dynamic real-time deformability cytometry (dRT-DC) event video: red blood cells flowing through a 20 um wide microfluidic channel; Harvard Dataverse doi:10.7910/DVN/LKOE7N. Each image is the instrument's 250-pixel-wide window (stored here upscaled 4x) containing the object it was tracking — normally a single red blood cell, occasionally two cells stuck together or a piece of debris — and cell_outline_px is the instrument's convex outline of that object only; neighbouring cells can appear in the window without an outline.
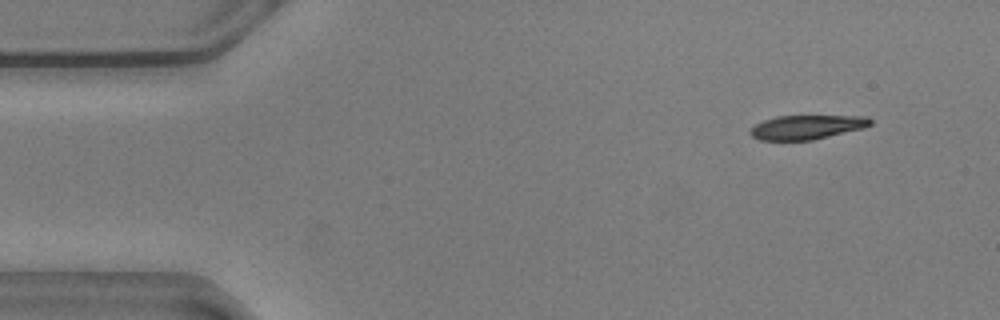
{"species": "common noctule bat (a hibernating species)", "species_latin": "Nyctalus noctula", "temperature_condition": "warm", "stored_images_in_passage": 51, "camera_frame_rate_fps": 3000, "um_per_image_px": 0.085, "animal": {"sex": "male", "body_mass_g": 20.5, "forearm_length_mm": 52.5}, "frame": {"image": 1, "passage_image": 1, "time_ms": 0.0, "image_size_px": [1000, 320], "cell_outline_px": [[872, 124], [864, 128], [812, 140], [760, 140], [752, 136], [748, 132], [756, 124], [764, 120], [776, 116], [868, 116], [872, 120]], "centroid_in_image_um": [68.59, 10.8], "position_along_channel_um": 16.4, "area_um2": 16.88}}
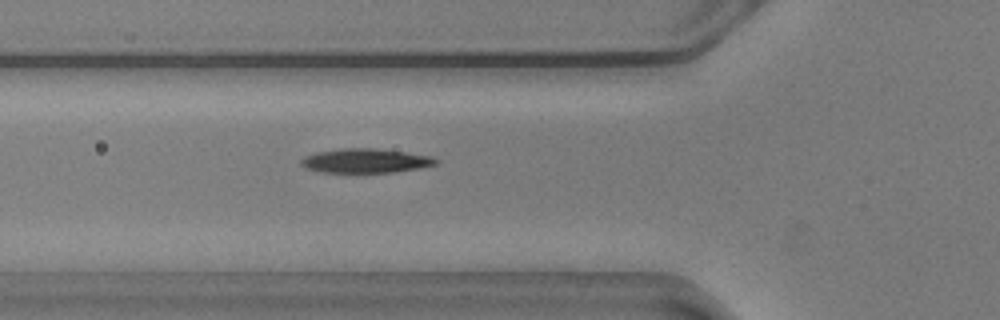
{"frame": {"image": 2, "passage_image": 15, "time_ms": 4.667, "image_size_px": [1000, 320], "cell_outline_px": [[440, 160], [436, 164], [420, 168], [392, 172], [324, 172], [304, 168], [300, 164], [300, 160], [304, 156], [316, 152], [340, 148], [376, 148], [432, 156]], "centroid_in_image_um": [31.05, 13.65], "position_along_channel_um": 94.7, "area_um2": 19.07}}
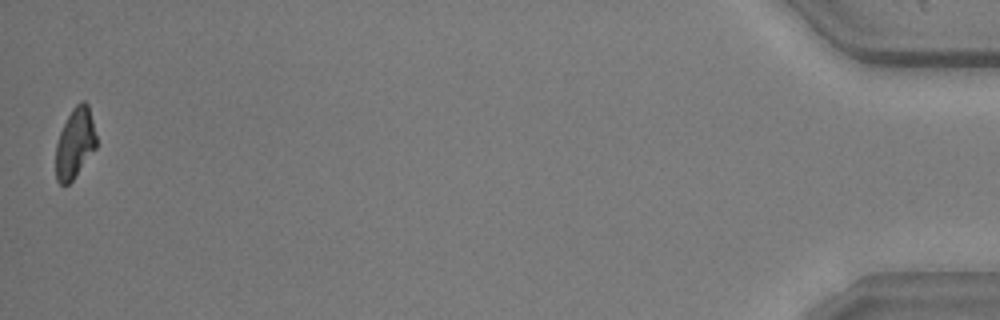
{"frame": {"image": 3, "passage_image": 51, "time_ms": 16.667, "image_size_px": [1000, 320], "cell_outline_px": [[96, 148], [72, 180], [68, 184], [60, 184], [56, 180], [56, 144], [60, 132], [72, 108], [80, 100], [84, 100], [88, 104], [96, 136]], "centroid_in_image_um": [6.37, 12.15], "position_along_channel_um": 428.8, "area_um2": 16.42}, "authors_computed_cell_mechanics": {"area_um2": 18.8428, "velocity_mm_per_s": 3.6141, "shape_relaxation_time_tau1_ms": 3.7887, "shape_relaxation_time_tau2_ms": 5.6108, "deformation_change_tau1": 0.1645, "deformation_change_tau2": 0.1057}}